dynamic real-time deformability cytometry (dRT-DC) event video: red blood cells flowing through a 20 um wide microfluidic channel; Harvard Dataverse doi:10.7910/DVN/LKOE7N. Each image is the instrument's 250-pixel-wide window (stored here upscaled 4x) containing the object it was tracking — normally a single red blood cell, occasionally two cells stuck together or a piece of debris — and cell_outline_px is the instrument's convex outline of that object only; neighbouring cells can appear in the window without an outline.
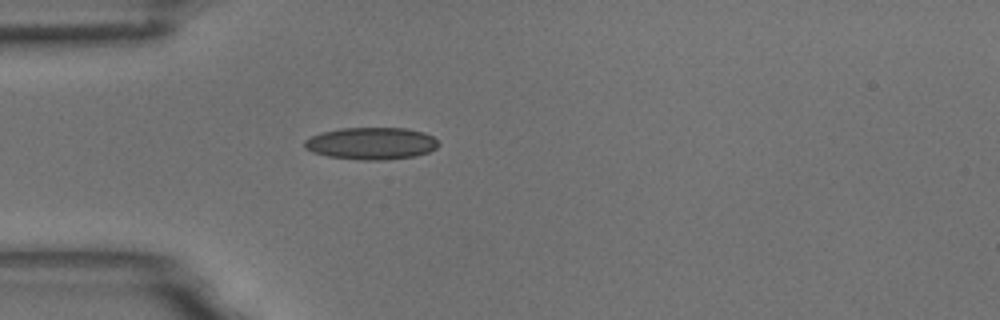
{"species": "common noctule bat (a hibernating species)", "species_latin": "Nyctalus noctula", "temperature_condition": "room temperature", "stored_images_in_passage": 1, "camera_frame_rate_fps": 3000, "um_per_image_px": 0.085, "animal": {"sex": "male", "body_mass_g": 18.8}, "frame": {"image": 1, "passage_image": 1, "time_ms": 0.0, "image_size_px": [1000, 320], "cell_outline_px": [[440, 144], [436, 148], [428, 152], [416, 156], [384, 160], [356, 160], [328, 156], [312, 152], [304, 148], [304, 140], [320, 132], [340, 128], [404, 128], [424, 132], [432, 136]], "centroid_in_image_um": [31.54, 12.19], "position_along_channel_um": 53.5, "area_um2": 25.26}}